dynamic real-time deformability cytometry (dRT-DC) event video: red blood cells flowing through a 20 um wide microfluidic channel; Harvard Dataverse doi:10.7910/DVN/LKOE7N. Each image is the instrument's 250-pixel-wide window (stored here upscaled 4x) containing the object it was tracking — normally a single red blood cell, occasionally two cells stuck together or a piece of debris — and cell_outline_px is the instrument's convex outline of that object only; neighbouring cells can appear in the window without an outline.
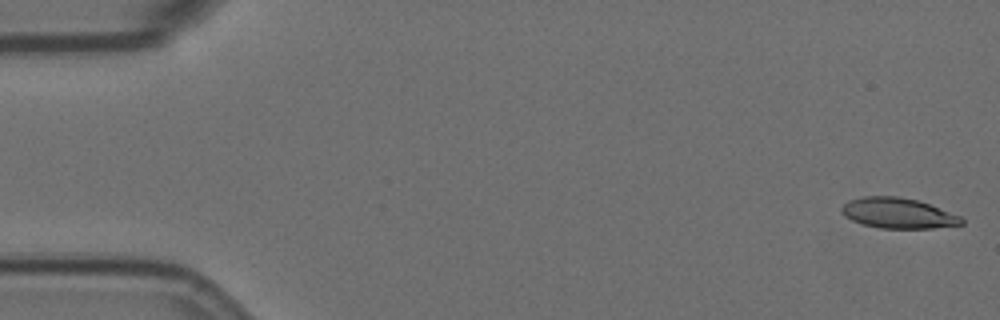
{"species": "Egyptian fruit bat (a non-hibernating species)", "species_latin": "Rousettus aegyptiacus", "temperature_condition": "room temperature", "stored_images_in_passage": 57, "camera_frame_rate_fps": 3000, "um_per_image_px": 0.085, "animal": {"sex": "female"}, "frame": {"image": 1, "passage_image": 1, "time_ms": 0.0, "image_size_px": [1000, 320], "cell_outline_px": [[964, 224], [932, 228], [880, 228], [864, 224], [852, 220], [844, 216], [840, 212], [840, 208], [848, 200], [864, 196], [896, 196], [916, 200], [928, 204], [960, 216], [964, 220]], "centroid_in_image_um": [76.29, 18.12], "position_along_channel_um": 8.7, "area_um2": 21.1}}
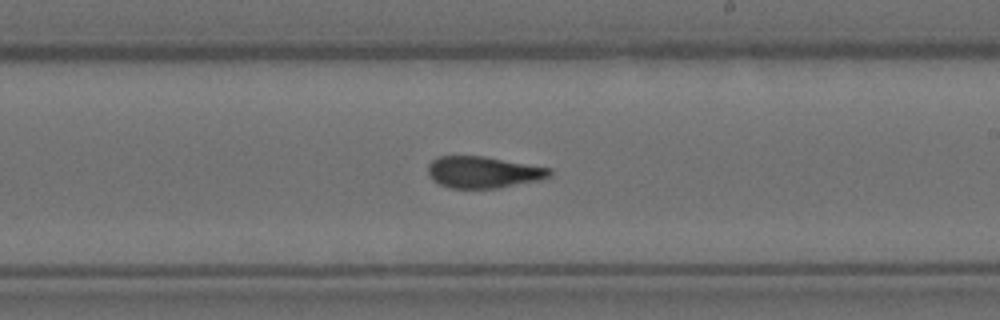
{"frame": {"image": 2, "passage_image": 33, "time_ms": 10.667, "image_size_px": [1000, 320], "cell_outline_px": [[552, 176], [544, 180], [500, 188], [452, 188], [440, 184], [432, 180], [428, 176], [428, 164], [432, 160], [440, 156], [484, 156], [552, 168]], "centroid_in_image_um": [41.13, 14.64], "position_along_channel_um": 247.9, "area_um2": 22.77}}
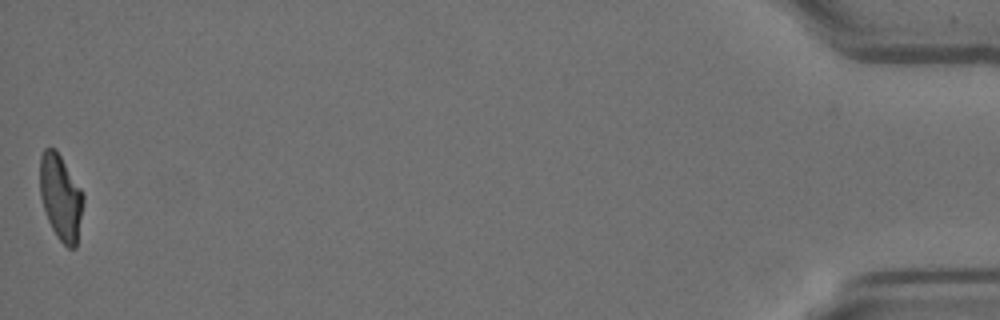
{"frame": {"image": 3, "passage_image": 57, "time_ms": 18.667, "image_size_px": [1000, 320], "cell_outline_px": [[84, 204], [76, 248], [68, 248], [56, 236], [48, 220], [40, 196], [40, 156], [44, 148], [56, 148], [80, 188], [84, 196]], "centroid_in_image_um": [5.17, 16.77], "position_along_channel_um": 430.0, "area_um2": 21.68}, "authors_computed_cell_mechanics": {"area_um2": 22.5998, "velocity_mm_per_s": 3.5072, "shape_relaxation_time_tau1_ms": null, "shape_relaxation_time_tau2_ms": 1.9364, "deformation_change_tau1": null, "deformation_change_tau2": 0.094}}